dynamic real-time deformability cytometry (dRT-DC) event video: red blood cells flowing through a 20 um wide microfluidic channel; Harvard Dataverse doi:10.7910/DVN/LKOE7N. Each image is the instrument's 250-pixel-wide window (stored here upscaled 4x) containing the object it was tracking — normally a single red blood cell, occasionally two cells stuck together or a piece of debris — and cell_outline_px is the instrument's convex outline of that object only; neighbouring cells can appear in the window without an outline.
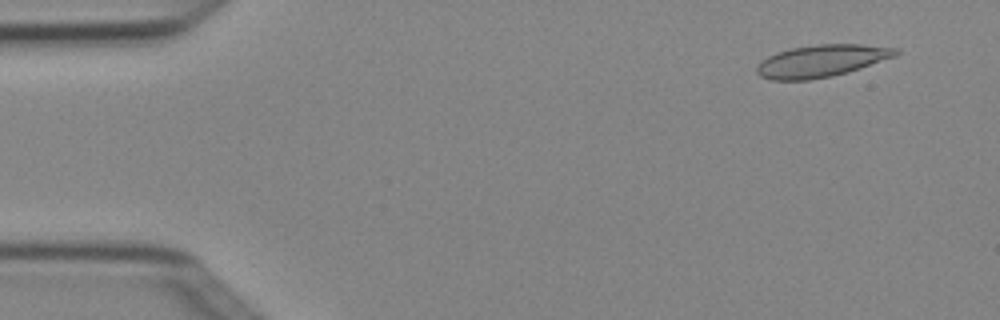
{"species": "Egyptian fruit bat (a non-hibernating species)", "species_latin": "Rousettus aegyptiacus", "temperature_condition": "cold", "stored_images_in_passage": 3, "camera_frame_rate_fps": 3000, "um_per_image_px": 0.085, "animal": {"sex": "female"}, "frame": {"image": 1, "passage_image": 1, "time_ms": 0.0, "image_size_px": [1000, 320], "cell_outline_px": [[900, 52], [896, 56], [848, 72], [832, 76], [808, 80], [772, 80], [760, 76], [756, 72], [756, 68], [768, 56], [776, 52], [788, 48], [816, 44], [860, 44], [900, 48]], "centroid_in_image_um": [69.85, 5.17], "position_along_channel_um": 15.2, "area_um2": 26.13}}
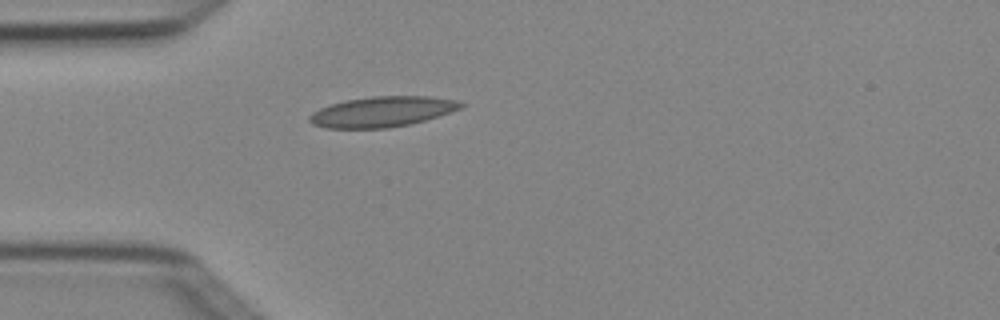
{"frame": {"image": 2, "passage_image": 3, "time_ms": 0.667, "image_size_px": [1000, 320], "cell_outline_px": [[464, 104], [460, 108], [424, 120], [408, 124], [388, 128], [328, 128], [312, 124], [308, 120], [308, 116], [312, 112], [320, 108], [344, 100], [372, 96], [428, 96], [456, 100]], "centroid_in_image_um": [32.42, 9.49], "position_along_channel_um": 52.6, "area_um2": 26.53}}